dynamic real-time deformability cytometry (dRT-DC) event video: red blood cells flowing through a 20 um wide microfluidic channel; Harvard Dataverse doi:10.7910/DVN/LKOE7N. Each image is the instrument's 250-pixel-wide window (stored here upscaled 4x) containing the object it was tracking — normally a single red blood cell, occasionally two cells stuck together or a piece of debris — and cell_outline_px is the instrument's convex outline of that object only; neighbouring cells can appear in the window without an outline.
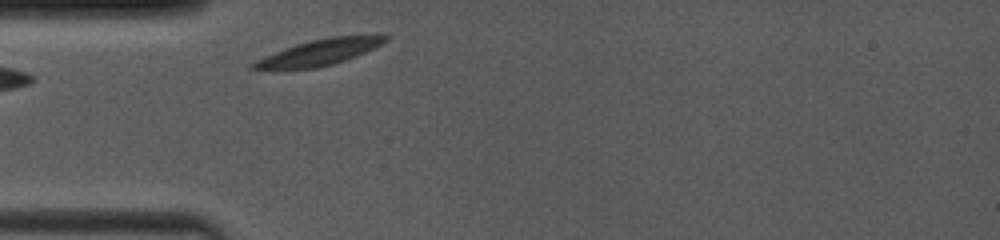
{"species": "common noctule bat (a hibernating species)", "species_latin": "Nyctalus noctula", "temperature_condition": "room temperature", "stored_images_in_passage": 23, "camera_frame_rate_fps": 4000, "um_per_image_px": 0.085, "animal": {"sex": "female", "body_mass_g": 19.0, "forearm_length_mm": 53.3}, "frame": {"image": 1, "passage_image": 1, "time_ms": 0.0, "image_size_px": [1000, 240], "cell_outline_px": [[392, 36], [388, 40], [356, 56], [332, 64], [316, 68], [248, 68], [256, 60], [264, 56], [296, 44], [328, 36]], "centroid_in_image_um": [27.14, 4.44], "position_along_channel_um": 57.9, "area_um2": 19.13}}
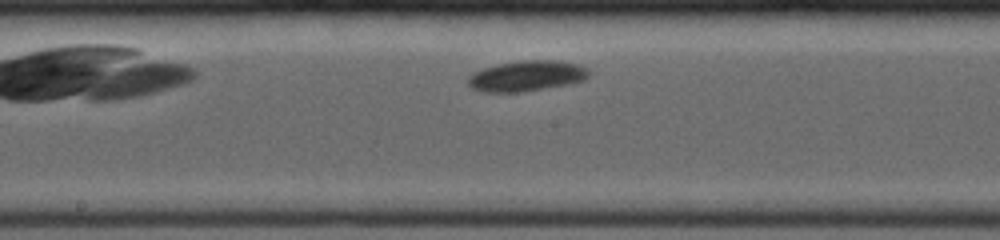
{"frame": {"image": 2, "passage_image": 10, "time_ms": 4.0, "image_size_px": [1000, 240], "cell_outline_px": [[588, 76], [584, 80], [568, 84], [520, 92], [484, 92], [472, 88], [468, 84], [468, 76], [472, 72], [496, 64], [524, 60], [556, 60], [576, 64], [588, 68]], "centroid_in_image_um": [44.73, 6.45], "position_along_channel_um": 203.5, "area_um2": 21.44}}
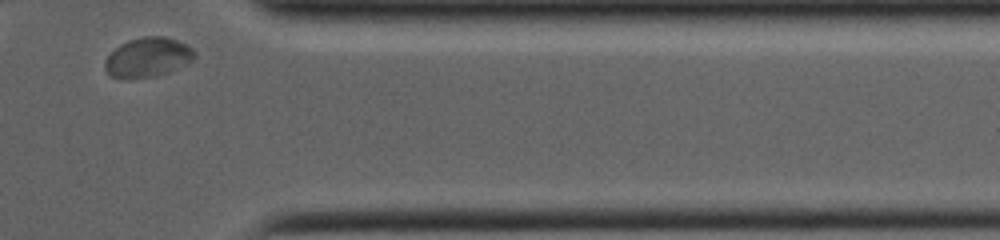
{"frame": {"image": 3, "passage_image": 23, "time_ms": 9.25, "image_size_px": [1000, 240], "cell_outline_px": [[196, 56], [188, 64], [168, 72], [156, 76], [124, 80], [120, 80], [108, 76], [104, 68], [104, 60], [120, 44], [128, 40], [144, 36], [164, 36], [176, 40], [192, 48], [196, 52]], "centroid_in_image_um": [12.53, 4.91], "position_along_channel_um": 398.9, "area_um2": 21.04}, "authors_computed_cell_mechanics": {"area_um2": 19.8254, "velocity_mm_per_s": 3.7487, "shape_relaxation_time_tau1_ms": 3.5626, "shape_relaxation_time_tau2_ms": null, "deformation_change_tau1": 0.1405, "deformation_change_tau2": null}}